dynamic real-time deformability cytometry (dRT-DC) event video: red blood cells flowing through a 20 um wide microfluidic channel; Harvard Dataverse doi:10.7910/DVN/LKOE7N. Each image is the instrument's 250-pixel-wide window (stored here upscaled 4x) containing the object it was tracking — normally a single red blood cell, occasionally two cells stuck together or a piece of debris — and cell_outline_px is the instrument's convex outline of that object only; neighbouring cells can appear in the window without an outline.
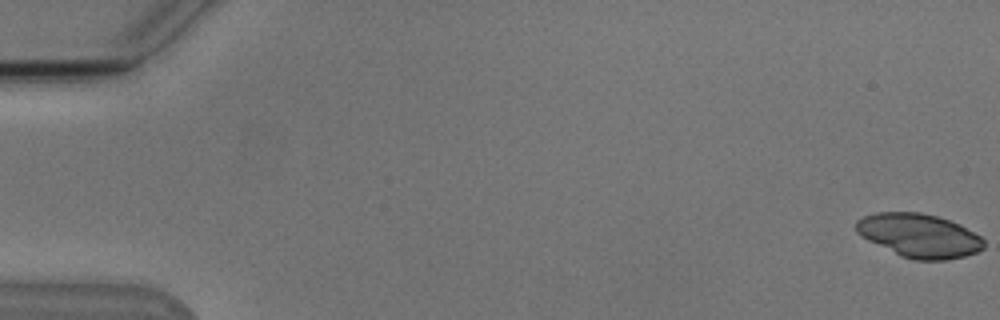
{"species": "Egyptian fruit bat (a non-hibernating species)", "species_latin": "Rousettus aegyptiacus", "temperature_condition": "cold", "stored_images_in_passage": 54, "segment_of_instrument_passage": [1, 2], "camera_frame_rate_fps": 3000, "um_per_image_px": 0.085, "animal": {"sex": "male"}, "frame": {"image": 1, "passage_image": 1, "time_ms": 0.0, "image_size_px": [1000, 320], "cell_outline_px": [[984, 248], [976, 252], [964, 256], [948, 260], [916, 260], [900, 256], [868, 240], [856, 232], [856, 220], [864, 216], [876, 212], [920, 212], [936, 216], [960, 224], [980, 236], [984, 240]], "centroid_in_image_um": [78.12, 20.02], "position_along_channel_um": 6.9, "area_um2": 32.48}}